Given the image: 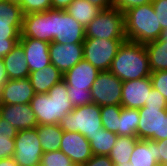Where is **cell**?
I'll list each match as a JSON object with an SVG mask.
<instances>
[{
    "label": "cell",
    "instance_id": "13",
    "mask_svg": "<svg viewBox=\"0 0 167 166\" xmlns=\"http://www.w3.org/2000/svg\"><path fill=\"white\" fill-rule=\"evenodd\" d=\"M60 150L77 166L84 165L93 156L88 139L79 132L63 131Z\"/></svg>",
    "mask_w": 167,
    "mask_h": 166
},
{
    "label": "cell",
    "instance_id": "17",
    "mask_svg": "<svg viewBox=\"0 0 167 166\" xmlns=\"http://www.w3.org/2000/svg\"><path fill=\"white\" fill-rule=\"evenodd\" d=\"M0 117L18 131L33 129L38 126L35 114L29 103L0 105Z\"/></svg>",
    "mask_w": 167,
    "mask_h": 166
},
{
    "label": "cell",
    "instance_id": "12",
    "mask_svg": "<svg viewBox=\"0 0 167 166\" xmlns=\"http://www.w3.org/2000/svg\"><path fill=\"white\" fill-rule=\"evenodd\" d=\"M49 55L51 64L64 74L84 59L83 43L61 44L51 42Z\"/></svg>",
    "mask_w": 167,
    "mask_h": 166
},
{
    "label": "cell",
    "instance_id": "23",
    "mask_svg": "<svg viewBox=\"0 0 167 166\" xmlns=\"http://www.w3.org/2000/svg\"><path fill=\"white\" fill-rule=\"evenodd\" d=\"M37 135L44 153L60 150L63 130L59 124L38 125Z\"/></svg>",
    "mask_w": 167,
    "mask_h": 166
},
{
    "label": "cell",
    "instance_id": "42",
    "mask_svg": "<svg viewBox=\"0 0 167 166\" xmlns=\"http://www.w3.org/2000/svg\"><path fill=\"white\" fill-rule=\"evenodd\" d=\"M8 75L2 59H0V89L8 82Z\"/></svg>",
    "mask_w": 167,
    "mask_h": 166
},
{
    "label": "cell",
    "instance_id": "26",
    "mask_svg": "<svg viewBox=\"0 0 167 166\" xmlns=\"http://www.w3.org/2000/svg\"><path fill=\"white\" fill-rule=\"evenodd\" d=\"M151 72L167 70V46L158 39L145 44Z\"/></svg>",
    "mask_w": 167,
    "mask_h": 166
},
{
    "label": "cell",
    "instance_id": "22",
    "mask_svg": "<svg viewBox=\"0 0 167 166\" xmlns=\"http://www.w3.org/2000/svg\"><path fill=\"white\" fill-rule=\"evenodd\" d=\"M132 166H158L156 141L138 140L130 157Z\"/></svg>",
    "mask_w": 167,
    "mask_h": 166
},
{
    "label": "cell",
    "instance_id": "34",
    "mask_svg": "<svg viewBox=\"0 0 167 166\" xmlns=\"http://www.w3.org/2000/svg\"><path fill=\"white\" fill-rule=\"evenodd\" d=\"M150 78L153 88L159 91L167 101V70L154 71Z\"/></svg>",
    "mask_w": 167,
    "mask_h": 166
},
{
    "label": "cell",
    "instance_id": "1",
    "mask_svg": "<svg viewBox=\"0 0 167 166\" xmlns=\"http://www.w3.org/2000/svg\"><path fill=\"white\" fill-rule=\"evenodd\" d=\"M38 125L59 124L74 107L68 97V87L62 79L48 93L35 94L30 100Z\"/></svg>",
    "mask_w": 167,
    "mask_h": 166
},
{
    "label": "cell",
    "instance_id": "45",
    "mask_svg": "<svg viewBox=\"0 0 167 166\" xmlns=\"http://www.w3.org/2000/svg\"><path fill=\"white\" fill-rule=\"evenodd\" d=\"M115 166H132V164L129 162V163H119V164H116Z\"/></svg>",
    "mask_w": 167,
    "mask_h": 166
},
{
    "label": "cell",
    "instance_id": "6",
    "mask_svg": "<svg viewBox=\"0 0 167 166\" xmlns=\"http://www.w3.org/2000/svg\"><path fill=\"white\" fill-rule=\"evenodd\" d=\"M85 37L126 40L124 14L113 7L101 10L85 27Z\"/></svg>",
    "mask_w": 167,
    "mask_h": 166
},
{
    "label": "cell",
    "instance_id": "33",
    "mask_svg": "<svg viewBox=\"0 0 167 166\" xmlns=\"http://www.w3.org/2000/svg\"><path fill=\"white\" fill-rule=\"evenodd\" d=\"M68 97L73 107L84 106L92 103V96L90 90H79L68 87Z\"/></svg>",
    "mask_w": 167,
    "mask_h": 166
},
{
    "label": "cell",
    "instance_id": "8",
    "mask_svg": "<svg viewBox=\"0 0 167 166\" xmlns=\"http://www.w3.org/2000/svg\"><path fill=\"white\" fill-rule=\"evenodd\" d=\"M124 41L86 38L83 42L84 59L99 71L109 70Z\"/></svg>",
    "mask_w": 167,
    "mask_h": 166
},
{
    "label": "cell",
    "instance_id": "3",
    "mask_svg": "<svg viewBox=\"0 0 167 166\" xmlns=\"http://www.w3.org/2000/svg\"><path fill=\"white\" fill-rule=\"evenodd\" d=\"M127 41L146 44L162 37L163 30L151 3L136 6L124 13Z\"/></svg>",
    "mask_w": 167,
    "mask_h": 166
},
{
    "label": "cell",
    "instance_id": "9",
    "mask_svg": "<svg viewBox=\"0 0 167 166\" xmlns=\"http://www.w3.org/2000/svg\"><path fill=\"white\" fill-rule=\"evenodd\" d=\"M52 42L61 44L83 43L85 27L65 10L51 9Z\"/></svg>",
    "mask_w": 167,
    "mask_h": 166
},
{
    "label": "cell",
    "instance_id": "39",
    "mask_svg": "<svg viewBox=\"0 0 167 166\" xmlns=\"http://www.w3.org/2000/svg\"><path fill=\"white\" fill-rule=\"evenodd\" d=\"M82 166H114V163L108 156L93 155L91 159Z\"/></svg>",
    "mask_w": 167,
    "mask_h": 166
},
{
    "label": "cell",
    "instance_id": "10",
    "mask_svg": "<svg viewBox=\"0 0 167 166\" xmlns=\"http://www.w3.org/2000/svg\"><path fill=\"white\" fill-rule=\"evenodd\" d=\"M14 141L13 159L19 166H40V160L44 152L37 135V127L19 130Z\"/></svg>",
    "mask_w": 167,
    "mask_h": 166
},
{
    "label": "cell",
    "instance_id": "16",
    "mask_svg": "<svg viewBox=\"0 0 167 166\" xmlns=\"http://www.w3.org/2000/svg\"><path fill=\"white\" fill-rule=\"evenodd\" d=\"M18 43L23 48L29 72L40 70L51 64L49 42L29 37H20Z\"/></svg>",
    "mask_w": 167,
    "mask_h": 166
},
{
    "label": "cell",
    "instance_id": "27",
    "mask_svg": "<svg viewBox=\"0 0 167 166\" xmlns=\"http://www.w3.org/2000/svg\"><path fill=\"white\" fill-rule=\"evenodd\" d=\"M118 135L112 133L104 128L100 129V132H97L92 137H87L91 151L93 155H104L108 156L111 149L114 147Z\"/></svg>",
    "mask_w": 167,
    "mask_h": 166
},
{
    "label": "cell",
    "instance_id": "24",
    "mask_svg": "<svg viewBox=\"0 0 167 166\" xmlns=\"http://www.w3.org/2000/svg\"><path fill=\"white\" fill-rule=\"evenodd\" d=\"M65 11L78 23L86 27L101 11L87 0H74Z\"/></svg>",
    "mask_w": 167,
    "mask_h": 166
},
{
    "label": "cell",
    "instance_id": "43",
    "mask_svg": "<svg viewBox=\"0 0 167 166\" xmlns=\"http://www.w3.org/2000/svg\"><path fill=\"white\" fill-rule=\"evenodd\" d=\"M0 166H19L13 157L4 158L0 160Z\"/></svg>",
    "mask_w": 167,
    "mask_h": 166
},
{
    "label": "cell",
    "instance_id": "31",
    "mask_svg": "<svg viewBox=\"0 0 167 166\" xmlns=\"http://www.w3.org/2000/svg\"><path fill=\"white\" fill-rule=\"evenodd\" d=\"M40 166H77L61 150L43 153Z\"/></svg>",
    "mask_w": 167,
    "mask_h": 166
},
{
    "label": "cell",
    "instance_id": "28",
    "mask_svg": "<svg viewBox=\"0 0 167 166\" xmlns=\"http://www.w3.org/2000/svg\"><path fill=\"white\" fill-rule=\"evenodd\" d=\"M18 130L0 117V160L14 155Z\"/></svg>",
    "mask_w": 167,
    "mask_h": 166
},
{
    "label": "cell",
    "instance_id": "15",
    "mask_svg": "<svg viewBox=\"0 0 167 166\" xmlns=\"http://www.w3.org/2000/svg\"><path fill=\"white\" fill-rule=\"evenodd\" d=\"M150 77L122 83L121 106L130 109H139L145 106L152 89Z\"/></svg>",
    "mask_w": 167,
    "mask_h": 166
},
{
    "label": "cell",
    "instance_id": "11",
    "mask_svg": "<svg viewBox=\"0 0 167 166\" xmlns=\"http://www.w3.org/2000/svg\"><path fill=\"white\" fill-rule=\"evenodd\" d=\"M122 83L111 71H100L90 90L92 102L99 106H121Z\"/></svg>",
    "mask_w": 167,
    "mask_h": 166
},
{
    "label": "cell",
    "instance_id": "44",
    "mask_svg": "<svg viewBox=\"0 0 167 166\" xmlns=\"http://www.w3.org/2000/svg\"><path fill=\"white\" fill-rule=\"evenodd\" d=\"M167 46V29L163 31L162 37L160 38Z\"/></svg>",
    "mask_w": 167,
    "mask_h": 166
},
{
    "label": "cell",
    "instance_id": "20",
    "mask_svg": "<svg viewBox=\"0 0 167 166\" xmlns=\"http://www.w3.org/2000/svg\"><path fill=\"white\" fill-rule=\"evenodd\" d=\"M28 79L35 94H44L63 79V74L53 64H50L40 70L30 72Z\"/></svg>",
    "mask_w": 167,
    "mask_h": 166
},
{
    "label": "cell",
    "instance_id": "32",
    "mask_svg": "<svg viewBox=\"0 0 167 166\" xmlns=\"http://www.w3.org/2000/svg\"><path fill=\"white\" fill-rule=\"evenodd\" d=\"M23 15L43 12L51 9V0H21L19 2Z\"/></svg>",
    "mask_w": 167,
    "mask_h": 166
},
{
    "label": "cell",
    "instance_id": "25",
    "mask_svg": "<svg viewBox=\"0 0 167 166\" xmlns=\"http://www.w3.org/2000/svg\"><path fill=\"white\" fill-rule=\"evenodd\" d=\"M139 139L137 136H118L114 147L108 157L114 163H129L135 144Z\"/></svg>",
    "mask_w": 167,
    "mask_h": 166
},
{
    "label": "cell",
    "instance_id": "37",
    "mask_svg": "<svg viewBox=\"0 0 167 166\" xmlns=\"http://www.w3.org/2000/svg\"><path fill=\"white\" fill-rule=\"evenodd\" d=\"M146 107H167V101L164 96L152 87L149 97L145 104Z\"/></svg>",
    "mask_w": 167,
    "mask_h": 166
},
{
    "label": "cell",
    "instance_id": "29",
    "mask_svg": "<svg viewBox=\"0 0 167 166\" xmlns=\"http://www.w3.org/2000/svg\"><path fill=\"white\" fill-rule=\"evenodd\" d=\"M139 118L138 109L122 107L118 123V136H136Z\"/></svg>",
    "mask_w": 167,
    "mask_h": 166
},
{
    "label": "cell",
    "instance_id": "40",
    "mask_svg": "<svg viewBox=\"0 0 167 166\" xmlns=\"http://www.w3.org/2000/svg\"><path fill=\"white\" fill-rule=\"evenodd\" d=\"M89 3L97 6L101 10L113 7V0H87Z\"/></svg>",
    "mask_w": 167,
    "mask_h": 166
},
{
    "label": "cell",
    "instance_id": "36",
    "mask_svg": "<svg viewBox=\"0 0 167 166\" xmlns=\"http://www.w3.org/2000/svg\"><path fill=\"white\" fill-rule=\"evenodd\" d=\"M152 1L153 0H113V8H116L124 14L133 7L145 5Z\"/></svg>",
    "mask_w": 167,
    "mask_h": 166
},
{
    "label": "cell",
    "instance_id": "46",
    "mask_svg": "<svg viewBox=\"0 0 167 166\" xmlns=\"http://www.w3.org/2000/svg\"><path fill=\"white\" fill-rule=\"evenodd\" d=\"M9 1L19 3L21 0H9Z\"/></svg>",
    "mask_w": 167,
    "mask_h": 166
},
{
    "label": "cell",
    "instance_id": "35",
    "mask_svg": "<svg viewBox=\"0 0 167 166\" xmlns=\"http://www.w3.org/2000/svg\"><path fill=\"white\" fill-rule=\"evenodd\" d=\"M153 5L155 14L158 18L162 30L167 29V0H153L151 2Z\"/></svg>",
    "mask_w": 167,
    "mask_h": 166
},
{
    "label": "cell",
    "instance_id": "21",
    "mask_svg": "<svg viewBox=\"0 0 167 166\" xmlns=\"http://www.w3.org/2000/svg\"><path fill=\"white\" fill-rule=\"evenodd\" d=\"M2 60L8 79H23L30 75L27 59L19 43Z\"/></svg>",
    "mask_w": 167,
    "mask_h": 166
},
{
    "label": "cell",
    "instance_id": "4",
    "mask_svg": "<svg viewBox=\"0 0 167 166\" xmlns=\"http://www.w3.org/2000/svg\"><path fill=\"white\" fill-rule=\"evenodd\" d=\"M23 16L19 3L0 0V59L18 44Z\"/></svg>",
    "mask_w": 167,
    "mask_h": 166
},
{
    "label": "cell",
    "instance_id": "38",
    "mask_svg": "<svg viewBox=\"0 0 167 166\" xmlns=\"http://www.w3.org/2000/svg\"><path fill=\"white\" fill-rule=\"evenodd\" d=\"M157 162L163 166L167 163V138L156 141Z\"/></svg>",
    "mask_w": 167,
    "mask_h": 166
},
{
    "label": "cell",
    "instance_id": "41",
    "mask_svg": "<svg viewBox=\"0 0 167 166\" xmlns=\"http://www.w3.org/2000/svg\"><path fill=\"white\" fill-rule=\"evenodd\" d=\"M74 0H51V9L65 10Z\"/></svg>",
    "mask_w": 167,
    "mask_h": 166
},
{
    "label": "cell",
    "instance_id": "14",
    "mask_svg": "<svg viewBox=\"0 0 167 166\" xmlns=\"http://www.w3.org/2000/svg\"><path fill=\"white\" fill-rule=\"evenodd\" d=\"M52 42L51 9L23 16L21 36Z\"/></svg>",
    "mask_w": 167,
    "mask_h": 166
},
{
    "label": "cell",
    "instance_id": "18",
    "mask_svg": "<svg viewBox=\"0 0 167 166\" xmlns=\"http://www.w3.org/2000/svg\"><path fill=\"white\" fill-rule=\"evenodd\" d=\"M34 95L35 92L28 77L17 80L9 79L0 89V105L27 104Z\"/></svg>",
    "mask_w": 167,
    "mask_h": 166
},
{
    "label": "cell",
    "instance_id": "30",
    "mask_svg": "<svg viewBox=\"0 0 167 166\" xmlns=\"http://www.w3.org/2000/svg\"><path fill=\"white\" fill-rule=\"evenodd\" d=\"M122 106L108 105L101 106L102 127L118 135V123Z\"/></svg>",
    "mask_w": 167,
    "mask_h": 166
},
{
    "label": "cell",
    "instance_id": "19",
    "mask_svg": "<svg viewBox=\"0 0 167 166\" xmlns=\"http://www.w3.org/2000/svg\"><path fill=\"white\" fill-rule=\"evenodd\" d=\"M100 71L85 59L63 74L67 87L79 90H91Z\"/></svg>",
    "mask_w": 167,
    "mask_h": 166
},
{
    "label": "cell",
    "instance_id": "5",
    "mask_svg": "<svg viewBox=\"0 0 167 166\" xmlns=\"http://www.w3.org/2000/svg\"><path fill=\"white\" fill-rule=\"evenodd\" d=\"M63 131L79 132L83 136L92 137L102 129L101 106L89 103L74 107L59 123Z\"/></svg>",
    "mask_w": 167,
    "mask_h": 166
},
{
    "label": "cell",
    "instance_id": "2",
    "mask_svg": "<svg viewBox=\"0 0 167 166\" xmlns=\"http://www.w3.org/2000/svg\"><path fill=\"white\" fill-rule=\"evenodd\" d=\"M109 71L123 82L150 77L152 72L145 44L124 41Z\"/></svg>",
    "mask_w": 167,
    "mask_h": 166
},
{
    "label": "cell",
    "instance_id": "7",
    "mask_svg": "<svg viewBox=\"0 0 167 166\" xmlns=\"http://www.w3.org/2000/svg\"><path fill=\"white\" fill-rule=\"evenodd\" d=\"M139 111L137 138L159 141L167 138V107H142Z\"/></svg>",
    "mask_w": 167,
    "mask_h": 166
}]
</instances>
